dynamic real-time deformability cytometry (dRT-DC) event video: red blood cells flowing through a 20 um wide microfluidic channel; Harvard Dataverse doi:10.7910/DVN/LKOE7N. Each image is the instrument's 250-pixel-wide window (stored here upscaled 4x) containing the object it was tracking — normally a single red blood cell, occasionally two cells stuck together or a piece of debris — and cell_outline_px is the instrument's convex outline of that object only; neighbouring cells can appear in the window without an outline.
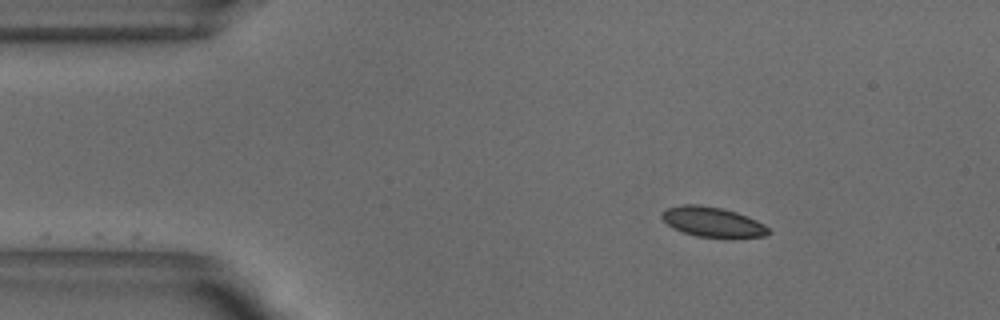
{"species": "common noctule bat (a hibernating species)", "species_latin": "Nyctalus noctula", "temperature_condition": "warm", "stored_images_in_passage": 31, "camera_frame_rate_fps": 3000, "um_per_image_px": 0.085, "animal": {"sex": "male", "body_mass_g": 18.8}, "frame": {"image": 1, "passage_image": 1, "time_ms": 0.0, "image_size_px": [1000, 320], "cell_outline_px": [[772, 232], [768, 236], [732, 240], [696, 236], [672, 228], [660, 216], [660, 212], [668, 208], [684, 204], [700, 204], [724, 208], [748, 216], [764, 224]], "centroid_in_image_um": [60.64, 18.9], "position_along_channel_um": 24.4, "area_um2": 19.42}}
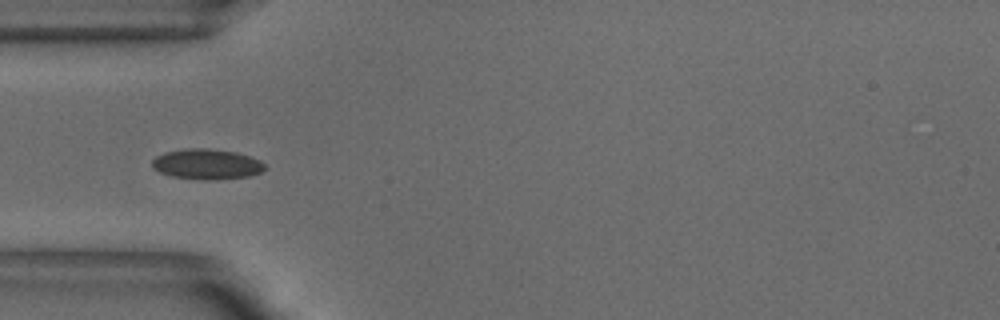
{"frame": {"image": 2, "passage_image": 9, "time_ms": 2.667, "image_size_px": [1000, 320], "cell_outline_px": [[268, 168], [260, 172], [248, 176], [208, 180], [204, 180], [172, 176], [160, 172], [152, 168], [152, 160], [156, 156], [164, 152], [184, 148], [208, 148], [236, 152], [260, 160]], "centroid_in_image_um": [17.56, 13.94], "position_along_channel_um": 67.4, "area_um2": 19.94}}
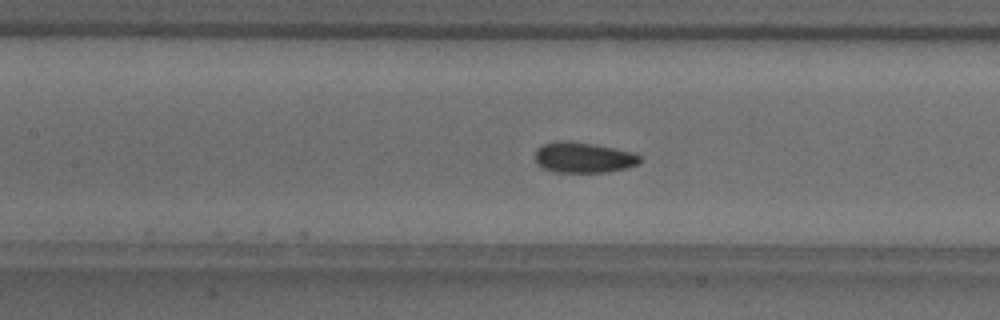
{"frame": {"image": 3, "passage_image": 16, "time_ms": 5.0, "image_size_px": [1000, 320], "cell_outline_px": [[640, 160], [636, 164], [628, 168], [604, 172], [556, 172], [544, 168], [536, 164], [536, 148], [544, 144], [556, 140], [568, 140], [596, 144], [636, 152], [640, 156]], "centroid_in_image_um": [49.59, 13.37], "position_along_channel_um": 157.8, "area_um2": 18.9}}